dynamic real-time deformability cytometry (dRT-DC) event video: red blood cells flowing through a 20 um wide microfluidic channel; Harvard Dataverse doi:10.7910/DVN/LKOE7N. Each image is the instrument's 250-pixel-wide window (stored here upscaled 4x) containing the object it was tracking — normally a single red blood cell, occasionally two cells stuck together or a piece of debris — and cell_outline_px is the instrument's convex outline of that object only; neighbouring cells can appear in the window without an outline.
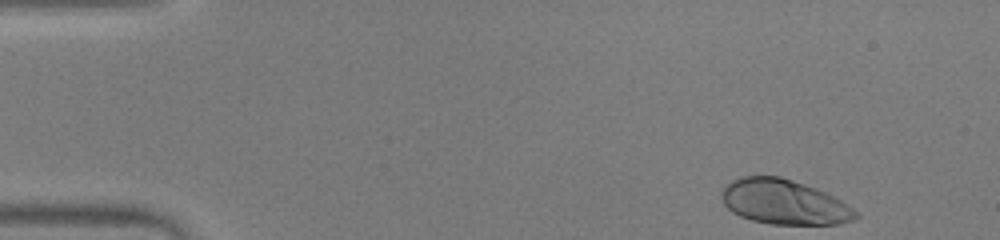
{"species": "human", "species_latin": "Homo sapiens", "temperature_condition": "warm", "stored_images_in_passage": 48, "camera_frame_rate_fps": 3000, "um_per_image_px": 0.085, "donor": {"sex": "male"}, "frame": {"image": 1, "passage_image": 1, "time_ms": 0.0, "image_size_px": [1000, 240], "cell_outline_px": [[860, 216], [852, 220], [840, 224], [772, 224], [752, 220], [740, 216], [732, 212], [724, 204], [720, 196], [724, 188], [732, 180], [744, 176], [780, 176], [816, 188], [840, 200], [860, 212]], "centroid_in_image_um": [66.66, 17.18], "position_along_channel_um": 18.3, "area_um2": 34.91}}
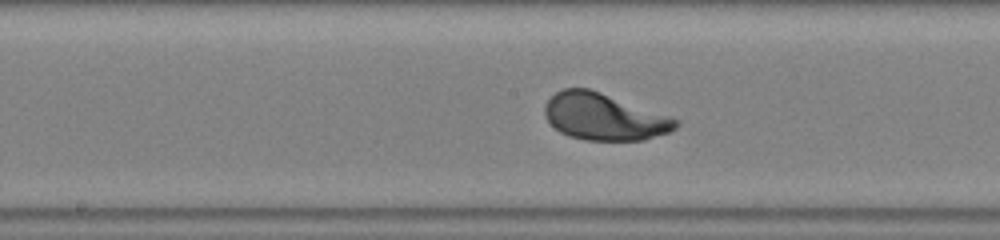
{"frame": {"image": 2, "passage_image": 23, "time_ms": 7.333, "image_size_px": [1000, 240], "cell_outline_px": [[680, 124], [676, 128], [668, 132], [644, 140], [584, 140], [568, 136], [560, 132], [544, 116], [544, 104], [556, 92], [564, 88], [588, 88], [600, 92], [680, 120]], "centroid_in_image_um": [51.32, 9.93], "position_along_channel_um": 196.9, "area_um2": 35.43}}
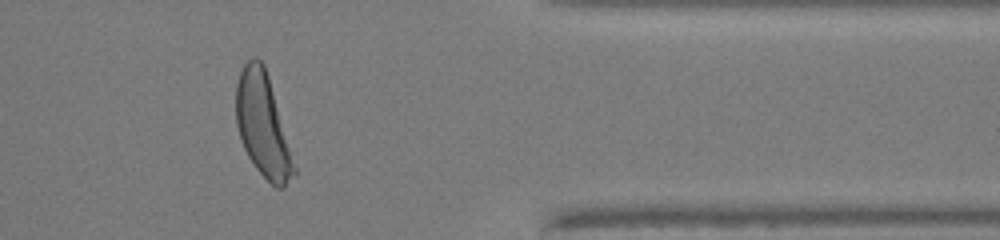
{"frame": {"image": 3, "passage_image": 39, "time_ms": 12.667, "image_size_px": [1000, 240], "cell_outline_px": [[296, 176], [284, 188], [276, 188], [256, 168], [248, 156], [244, 148], [236, 124], [236, 84], [240, 72], [244, 64], [252, 56], [256, 56], [264, 64], [268, 76], [296, 168]], "centroid_in_image_um": [22.33, 10.65], "position_along_channel_um": 389.1, "area_um2": 34.51}, "authors_computed_cell_mechanics": {"area_um2": 35.2291, "velocity_mm_per_s": 3.9451, "shape_relaxation_time_tau1_ms": 2.2493, "shape_relaxation_time_tau2_ms": null, "deformation_change_tau1": 0.1794, "deformation_change_tau2": null}}